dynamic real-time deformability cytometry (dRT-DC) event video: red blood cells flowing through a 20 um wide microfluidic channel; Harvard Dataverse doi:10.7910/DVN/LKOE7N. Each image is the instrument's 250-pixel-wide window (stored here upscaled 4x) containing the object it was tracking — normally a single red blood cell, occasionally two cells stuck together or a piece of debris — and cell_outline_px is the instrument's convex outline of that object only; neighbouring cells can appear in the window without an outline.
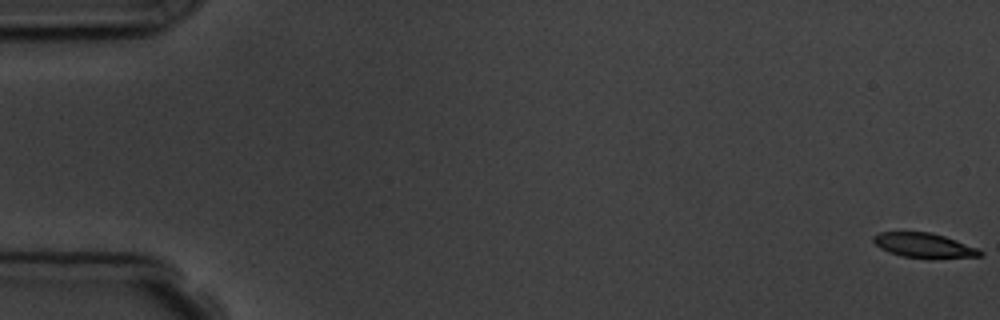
{"species": "common noctule bat (a hibernating species)", "species_latin": "Nyctalus noctula", "temperature_condition": "room temperature", "stored_images_in_passage": 5, "camera_frame_rate_fps": 3000, "um_per_image_px": 0.085, "animal": {"sex": "male", "body_mass_g": 19.5, "forearm_length_mm": 54.6}, "frame": {"image": 1, "passage_image": 1, "time_ms": 0.0, "image_size_px": [1000, 320], "cell_outline_px": [[984, 256], [900, 256], [888, 252], [880, 248], [872, 240], [872, 236], [880, 232], [932, 232], [956, 240], [976, 248], [984, 252]], "centroid_in_image_um": [78.46, 20.81], "position_along_channel_um": 6.5, "area_um2": 14.62}}
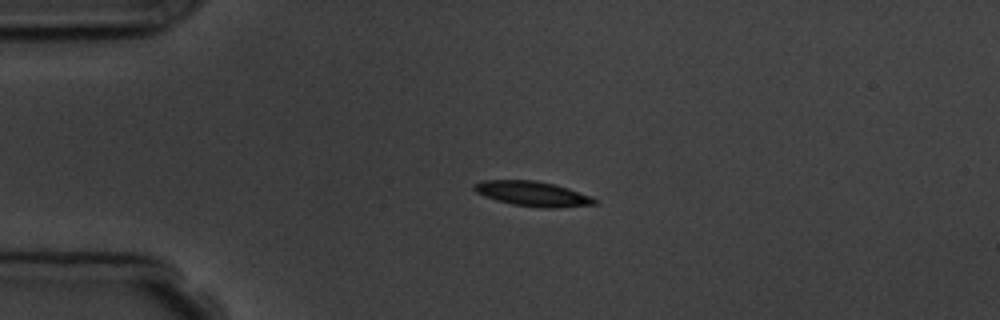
{"frame": {"image": 2, "passage_image": 4, "time_ms": 4.333, "image_size_px": [1000, 320], "cell_outline_px": [[596, 204], [556, 208], [540, 208], [512, 204], [496, 200], [484, 196], [476, 192], [472, 188], [472, 184], [484, 180], [536, 180], [568, 188], [592, 196], [596, 200]], "centroid_in_image_um": [45.25, 16.47], "position_along_channel_um": 39.8, "area_um2": 17.51}}